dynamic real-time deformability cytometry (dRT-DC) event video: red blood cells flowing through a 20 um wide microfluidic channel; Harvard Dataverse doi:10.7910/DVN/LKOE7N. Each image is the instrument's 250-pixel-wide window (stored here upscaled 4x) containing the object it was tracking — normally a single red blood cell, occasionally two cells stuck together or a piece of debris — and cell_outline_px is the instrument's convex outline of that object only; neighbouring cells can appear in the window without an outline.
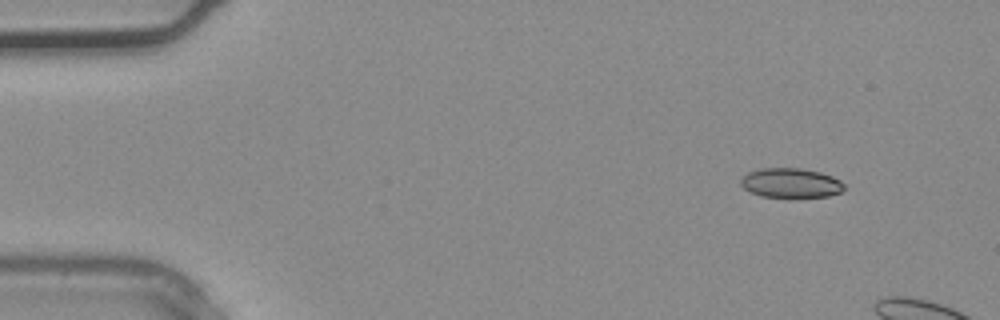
{"species": "common noctule bat (a hibernating species)", "species_latin": "Nyctalus noctula", "temperature_condition": "warm", "stored_images_in_passage": 5, "camera_frame_rate_fps": 3000, "um_per_image_px": 0.085, "animal": {"sex": "male", "body_mass_g": 20.4}, "frame": {"image": 1, "passage_image": 1, "time_ms": 0.0, "image_size_px": [1000, 320], "cell_outline_px": [[844, 188], [840, 192], [828, 196], [760, 196], [744, 188], [740, 184], [740, 180], [748, 172], [760, 168], [800, 168], [820, 172], [832, 176], [840, 180], [844, 184]], "centroid_in_image_um": [67.21, 15.53], "position_along_channel_um": 17.8, "area_um2": 17.51}}